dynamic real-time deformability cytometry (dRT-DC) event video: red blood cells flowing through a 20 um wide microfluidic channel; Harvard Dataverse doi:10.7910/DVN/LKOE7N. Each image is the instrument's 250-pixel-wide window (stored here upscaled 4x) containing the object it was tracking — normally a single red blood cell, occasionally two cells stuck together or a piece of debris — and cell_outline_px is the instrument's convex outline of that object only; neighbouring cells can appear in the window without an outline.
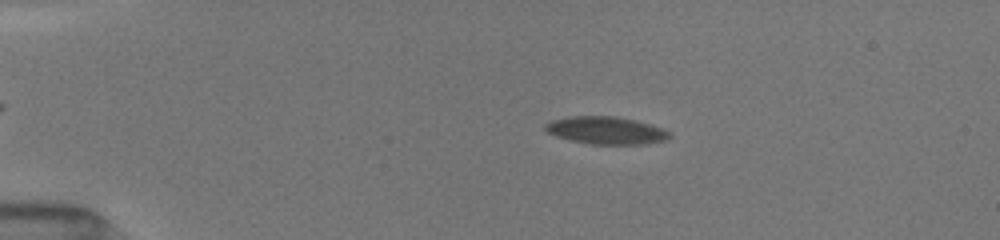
{"species": "common noctule bat (a hibernating species)", "species_latin": "Nyctalus noctula", "temperature_condition": "room temperature", "stored_images_in_passage": 47, "camera_frame_rate_fps": 3000, "um_per_image_px": 0.085, "animal": {"sex": "female", "body_mass_g": 19.5, "forearm_length_mm": 54.1}, "frame": {"image": 1, "passage_image": 22, "time_ms": 3.667, "image_size_px": [1000, 240], "cell_outline_px": [[668, 136], [664, 140], [644, 144], [592, 144], [572, 140], [556, 136], [548, 132], [544, 128], [544, 124], [552, 120], [572, 116], [612, 116], [632, 120], [648, 124], [660, 128], [668, 132]], "centroid_in_image_um": [51.44, 11.08], "position_along_channel_um": 33.6, "area_um2": 19.36}}
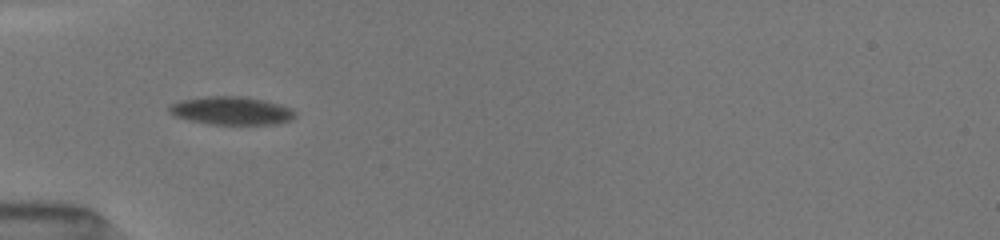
{"frame": {"image": 2, "passage_image": 38, "time_ms": 6.0, "image_size_px": [1000, 240], "cell_outline_px": [[296, 116], [288, 120], [276, 124], [212, 124], [192, 120], [176, 116], [168, 108], [172, 104], [184, 100], [208, 96], [240, 96], [264, 100], [288, 108], [296, 112]], "centroid_in_image_um": [19.7, 9.41], "position_along_channel_um": 65.3, "area_um2": 20.0}}
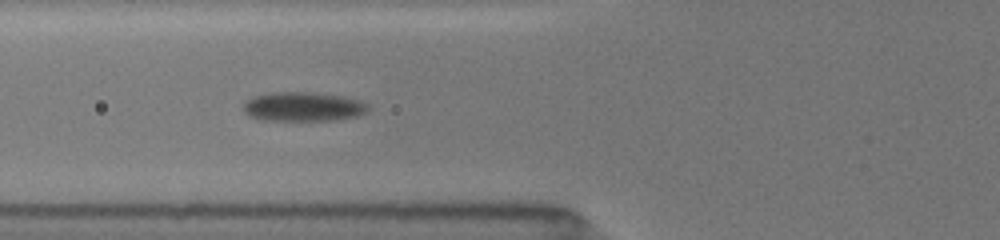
{"frame": {"image": 3, "passage_image": 46, "time_ms": 7.0, "image_size_px": [1000, 240], "cell_outline_px": [[368, 108], [364, 112], [356, 116], [336, 120], [260, 120], [248, 116], [244, 112], [244, 104], [252, 96], [272, 92], [312, 92], [340, 96], [356, 100], [368, 104]], "centroid_in_image_um": [25.7, 9.07], "position_along_channel_um": 100.1, "area_um2": 21.1}}